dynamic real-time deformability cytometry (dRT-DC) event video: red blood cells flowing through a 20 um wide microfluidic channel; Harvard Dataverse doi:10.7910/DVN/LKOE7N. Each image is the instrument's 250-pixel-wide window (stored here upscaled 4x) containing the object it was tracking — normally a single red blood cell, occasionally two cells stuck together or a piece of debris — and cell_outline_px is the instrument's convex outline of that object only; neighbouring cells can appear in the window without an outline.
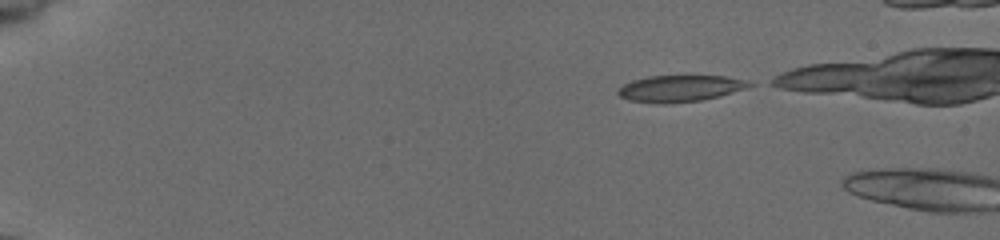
{"species": "common noctule bat (a hibernating species)", "species_latin": "Nyctalus noctula", "temperature_condition": "cold", "stored_images_in_passage": 3, "camera_frame_rate_fps": 3000, "um_per_image_px": 0.085, "animal": {"sex": "female", "body_mass_g": 19.5, "forearm_length_mm": 54.1}, "frame": {"image": 1, "passage_image": 1, "time_ms": 0.0, "image_size_px": [1000, 240], "cell_outline_px": [[756, 84], [744, 88], [716, 96], [700, 100], [664, 104], [632, 100], [620, 96], [616, 92], [624, 84], [632, 80], [648, 76], [724, 76]], "centroid_in_image_um": [57.73, 7.51], "position_along_channel_um": 27.3, "area_um2": 19.65}}